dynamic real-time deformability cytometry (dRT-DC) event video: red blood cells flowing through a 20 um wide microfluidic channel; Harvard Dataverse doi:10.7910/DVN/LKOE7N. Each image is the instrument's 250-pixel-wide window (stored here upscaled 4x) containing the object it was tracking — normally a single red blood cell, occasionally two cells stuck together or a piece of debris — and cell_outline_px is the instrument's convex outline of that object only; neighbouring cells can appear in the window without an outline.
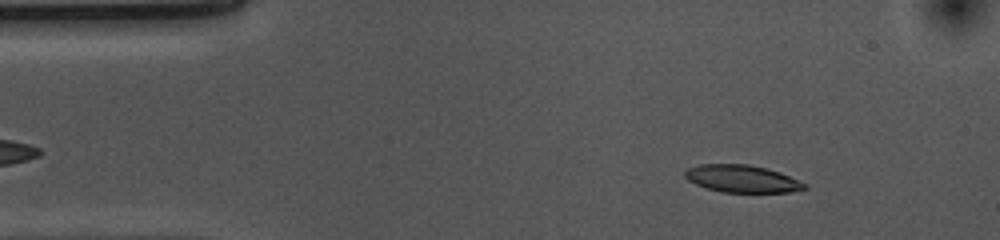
{"species": "common noctule bat (a hibernating species)", "species_latin": "Nyctalus noctula", "temperature_condition": "cold", "stored_images_in_passage": 52, "camera_frame_rate_fps": 3000, "um_per_image_px": 0.085, "animal": {"sex": "female", "body_mass_g": 10.0, "forearm_length_mm": 53.1}, "frame": {"image": 1, "passage_image": 5, "time_ms": 1.333, "image_size_px": [1000, 240], "cell_outline_px": [[808, 188], [788, 192], [724, 192], [708, 188], [696, 184], [688, 180], [684, 176], [684, 172], [688, 168], [700, 164], [748, 164], [768, 168], [780, 172], [808, 184]], "centroid_in_image_um": [63.1, 15.18], "position_along_channel_um": 21.9, "area_um2": 19.07}}
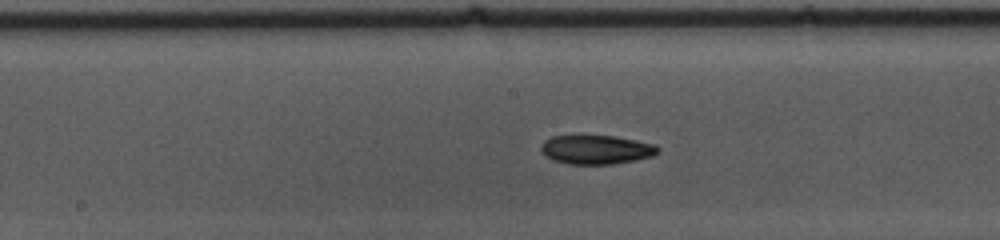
{"frame": {"image": 2, "passage_image": 24, "time_ms": 7.667, "image_size_px": [1000, 240], "cell_outline_px": [[660, 152], [652, 156], [636, 160], [612, 164], [568, 164], [552, 160], [544, 156], [540, 152], [540, 148], [544, 140], [552, 136], [612, 136], [652, 144], [660, 148]], "centroid_in_image_um": [50.63, 12.73], "position_along_channel_um": 197.6, "area_um2": 19.71}}
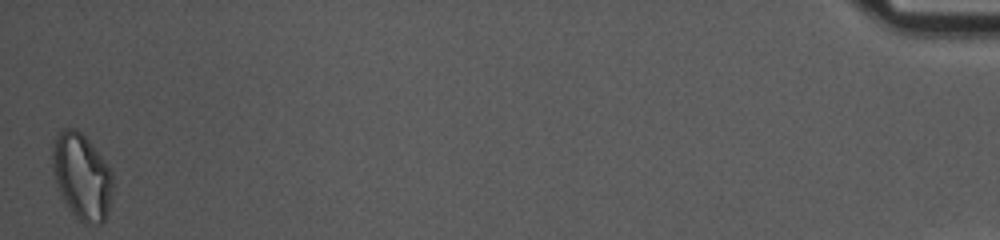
{"frame": {"image": 3, "passage_image": 51, "time_ms": 16.667, "image_size_px": [1000, 240], "cell_outline_px": [[112, 192], [108, 208], [104, 220], [100, 224], [84, 224], [72, 212], [64, 200], [56, 184], [52, 172], [52, 148], [56, 136], [64, 128], [76, 128], [88, 140], [112, 172]], "centroid_in_image_um": [6.93, 15.0], "position_along_channel_um": 428.3, "area_um2": 29.82}}